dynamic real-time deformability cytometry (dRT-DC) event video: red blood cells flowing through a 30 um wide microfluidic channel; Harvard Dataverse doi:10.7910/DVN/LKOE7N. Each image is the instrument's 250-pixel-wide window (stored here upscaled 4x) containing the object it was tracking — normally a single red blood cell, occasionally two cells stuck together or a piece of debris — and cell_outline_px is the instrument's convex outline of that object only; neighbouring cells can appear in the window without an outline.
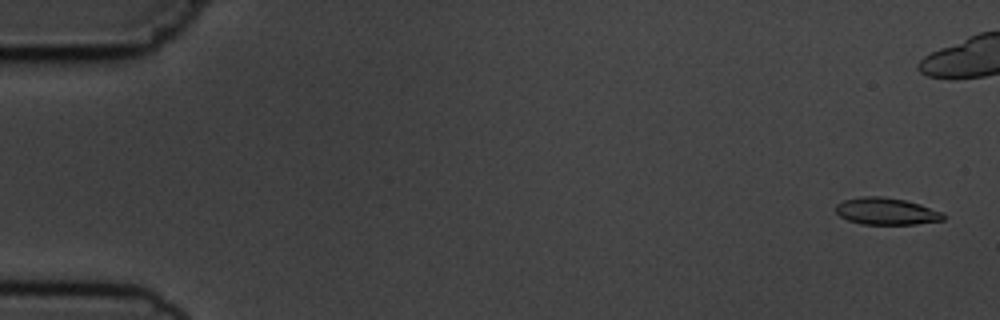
{"species": "common noctule bat (a hibernating species)", "species_latin": "Nyctalus noctula", "temperature_condition": "cold", "stored_images_in_passage": 7, "camera_frame_rate_fps": 3000, "um_per_image_px": 0.085, "animal": {"sex": "male", "body_mass_g": 19.5, "forearm_length_mm": 54.6}, "frame": {"image": 1, "passage_image": 1, "time_ms": 0.0, "image_size_px": [1000, 320], "cell_outline_px": [[948, 216], [944, 220], [916, 224], [860, 224], [848, 220], [840, 216], [836, 212], [836, 204], [844, 200], [860, 196], [880, 196], [904, 200], [920, 204], [944, 212]], "centroid_in_image_um": [75.38, 17.96], "position_along_channel_um": 9.6, "area_um2": 17.05}}